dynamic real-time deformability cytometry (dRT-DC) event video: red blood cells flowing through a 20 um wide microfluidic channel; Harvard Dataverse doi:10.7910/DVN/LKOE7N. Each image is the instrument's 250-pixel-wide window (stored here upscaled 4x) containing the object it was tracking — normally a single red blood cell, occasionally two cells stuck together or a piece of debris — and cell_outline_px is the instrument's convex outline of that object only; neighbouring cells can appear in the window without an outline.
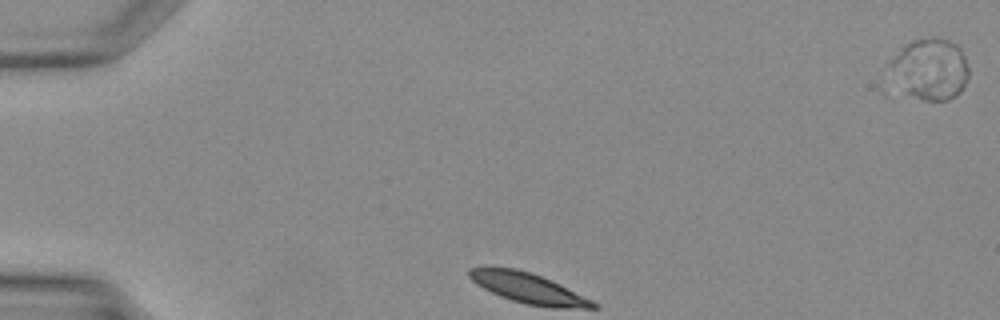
{"species": "Egyptian fruit bat (a non-hibernating species)", "species_latin": "Rousettus aegyptiacus", "temperature_condition": "warm", "stored_images_in_passage": 27, "camera_frame_rate_fps": 3000, "um_per_image_px": 0.085, "animal": {"sex": "female"}, "frame": {"image": 1, "passage_image": 1, "time_ms": 0.0, "image_size_px": [1000, 320], "cell_outline_px": [[968, 76], [960, 92], [948, 100], [924, 100], [908, 92], [888, 64], [888, 60], [912, 40], [948, 40], [956, 44], [960, 48], [964, 56], [968, 68]], "centroid_in_image_um": [79.12, 5.86], "position_along_channel_um": 5.9, "area_um2": 26.76}}
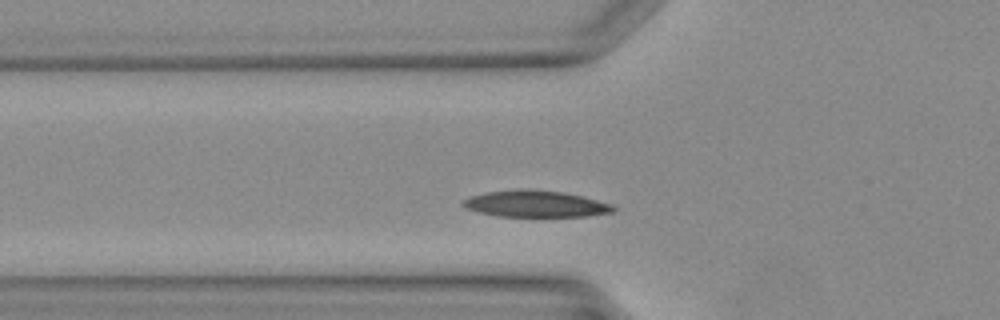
{"frame": {"image": 2, "passage_image": 6, "time_ms": 1.667, "image_size_px": [1000, 320], "cell_outline_px": [[616, 212], [588, 216], [496, 216], [464, 208], [460, 204], [464, 200], [472, 196], [488, 192], [520, 188], [528, 188], [564, 192], [612, 204], [616, 208]], "centroid_in_image_um": [45.53, 17.32], "position_along_channel_um": 80.3, "area_um2": 23.29}}
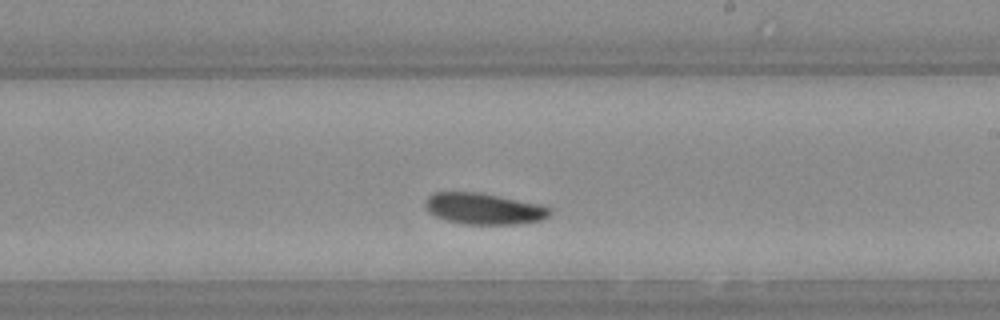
{"frame": {"image": 3, "passage_image": 16, "time_ms": 5.0, "image_size_px": [1000, 320], "cell_outline_px": [[552, 212], [548, 216], [540, 220], [516, 224], [460, 224], [444, 220], [428, 212], [424, 204], [424, 200], [432, 192], [476, 192], [536, 204], [552, 208]], "centroid_in_image_um": [41.04, 17.75], "position_along_channel_um": 248.0, "area_um2": 22.54}}